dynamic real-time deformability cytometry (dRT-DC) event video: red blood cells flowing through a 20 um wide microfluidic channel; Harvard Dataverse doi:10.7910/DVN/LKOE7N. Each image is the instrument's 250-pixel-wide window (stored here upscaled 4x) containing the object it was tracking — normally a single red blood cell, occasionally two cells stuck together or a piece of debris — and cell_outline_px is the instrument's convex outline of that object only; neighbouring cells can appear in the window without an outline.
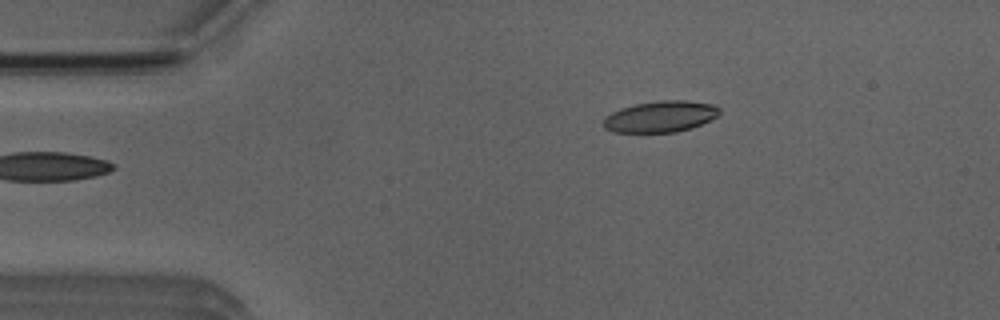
{"species": "Egyptian fruit bat (a non-hibernating species)", "species_latin": "Rousettus aegyptiacus", "temperature_condition": "room temperature", "stored_images_in_passage": 5, "camera_frame_rate_fps": 3000, "um_per_image_px": 0.085, "animal": {"sex": "male"}, "frame": {"image": 1, "passage_image": 5, "time_ms": 5.333, "image_size_px": [1000, 320], "cell_outline_px": [[720, 112], [716, 116], [692, 128], [676, 132], [612, 132], [604, 128], [604, 116], [620, 108], [636, 104], [660, 100], [684, 100], [716, 104], [720, 108]], "centroid_in_image_um": [56.13, 9.9], "position_along_channel_um": 28.9, "area_um2": 21.15}}